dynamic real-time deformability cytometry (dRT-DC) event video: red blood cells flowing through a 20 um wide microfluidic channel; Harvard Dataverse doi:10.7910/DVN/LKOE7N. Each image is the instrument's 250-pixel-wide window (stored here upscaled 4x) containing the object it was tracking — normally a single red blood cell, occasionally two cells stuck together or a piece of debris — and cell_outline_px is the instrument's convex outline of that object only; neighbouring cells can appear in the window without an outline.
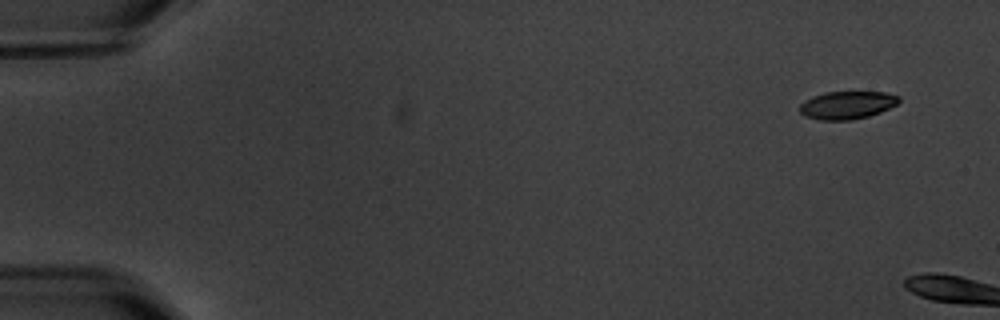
{"species": "common noctule bat (a hibernating species)", "species_latin": "Nyctalus noctula", "temperature_condition": "warm", "stored_images_in_passage": 2, "camera_frame_rate_fps": 3000, "um_per_image_px": 0.085, "animal": {"sex": "male", "body_mass_g": 20.1, "forearm_length_mm": 53.5}, "frame": {"image": 1, "passage_image": 1, "time_ms": 0.0, "image_size_px": [1000, 320], "cell_outline_px": [[900, 100], [896, 104], [880, 112], [868, 116], [852, 120], [820, 120], [804, 116], [800, 112], [800, 104], [804, 100], [812, 96], [828, 92], [884, 92], [900, 96]], "centroid_in_image_um": [71.98, 8.93], "position_along_channel_um": 13.0, "area_um2": 16.07}}